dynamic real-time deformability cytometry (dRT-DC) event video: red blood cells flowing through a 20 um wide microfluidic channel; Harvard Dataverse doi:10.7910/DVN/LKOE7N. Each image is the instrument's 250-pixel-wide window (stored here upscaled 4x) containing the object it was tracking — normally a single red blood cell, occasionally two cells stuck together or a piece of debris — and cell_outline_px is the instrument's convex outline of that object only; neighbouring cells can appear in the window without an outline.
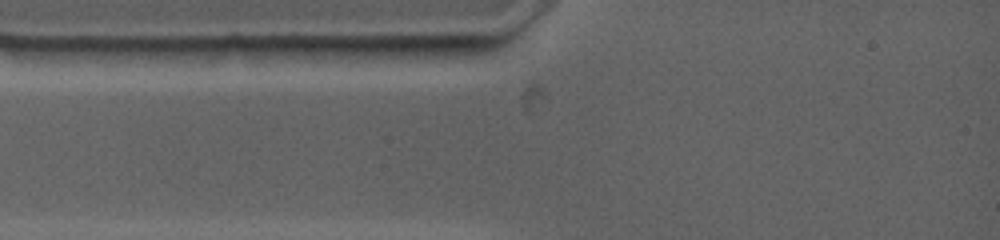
{"species": "common noctule bat (a hibernating species)", "species_latin": "Nyctalus noctula", "temperature_condition": "warm", "stored_images_in_passage": 1, "camera_frame_rate_fps": 4500, "um_per_image_px": 0.085, "animal": {"sex": "female", "body_mass_g": 19.0, "forearm_length_mm": 53.3}, "frame": {"image": 1, "passage_image": 1, "time_ms": 0.0, "image_size_px": [1000, 240], "cell_outline_px": [[344, 48], [312, 56], [252, 64], [208, 64], [196, 48], [232, 44], [236, 44]], "centroid_in_image_um": [21.85, 4.54], "position_along_channel_um": 63.1, "area_um2": 14.1}}